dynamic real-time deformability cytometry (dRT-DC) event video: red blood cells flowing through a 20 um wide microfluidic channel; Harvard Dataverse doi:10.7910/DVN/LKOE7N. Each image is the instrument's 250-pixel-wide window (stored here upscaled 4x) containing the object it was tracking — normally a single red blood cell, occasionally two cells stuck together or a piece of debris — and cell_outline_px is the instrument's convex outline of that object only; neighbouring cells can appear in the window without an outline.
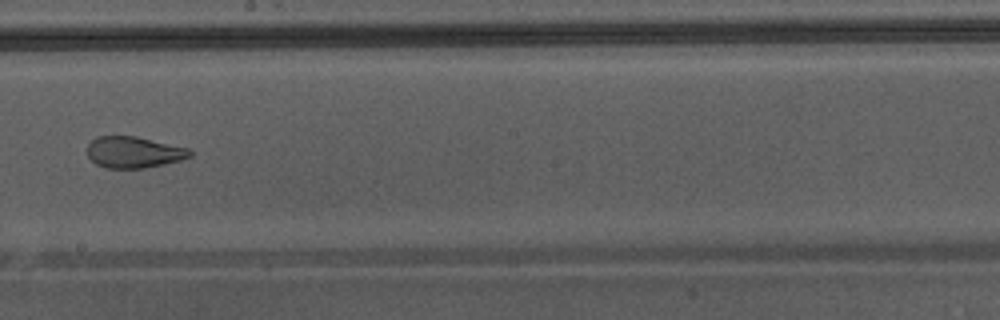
{"species": "Egyptian fruit bat (a non-hibernating species)", "species_latin": "Rousettus aegyptiacus", "temperature_condition": "warm", "stored_images_in_passage": 44, "camera_frame_rate_fps": 3000, "um_per_image_px": 0.085, "animal": {"sex": "male"}, "frame": {"image": 1, "passage_image": 26, "time_ms": 8.333, "image_size_px": [1000, 320], "cell_outline_px": [[192, 156], [180, 160], [164, 164], [144, 168], [104, 168], [96, 164], [88, 156], [88, 144], [96, 136], [136, 136], [188, 148], [192, 152]], "centroid_in_image_um": [11.36, 12.94], "position_along_channel_um": 236.8, "area_um2": 18.73}}